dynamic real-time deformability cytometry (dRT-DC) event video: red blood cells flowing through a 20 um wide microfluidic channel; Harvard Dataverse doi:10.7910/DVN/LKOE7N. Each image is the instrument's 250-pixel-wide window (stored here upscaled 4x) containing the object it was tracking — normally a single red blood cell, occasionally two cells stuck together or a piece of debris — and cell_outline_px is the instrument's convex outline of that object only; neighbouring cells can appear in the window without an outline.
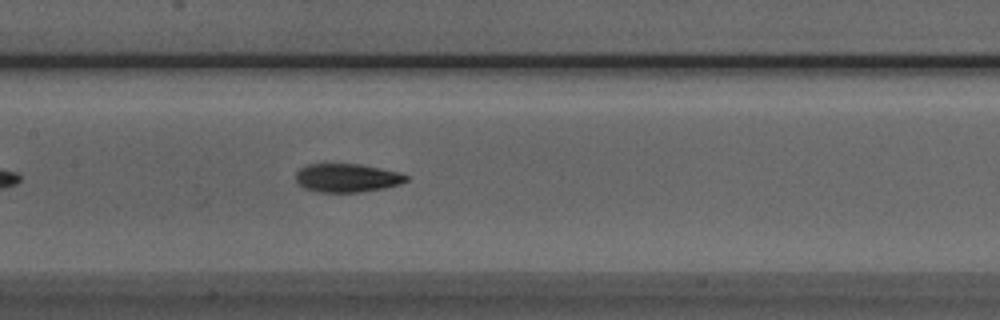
{"species": "Egyptian fruit bat (a non-hibernating species)", "species_latin": "Rousettus aegyptiacus", "temperature_condition": "room temperature", "stored_images_in_passage": 40, "camera_frame_rate_fps": 3000, "um_per_image_px": 0.085, "animal": {"sex": "male"}, "frame": {"image": 1, "passage_image": 13, "time_ms": 4.0, "image_size_px": [1000, 320], "cell_outline_px": [[408, 180], [400, 184], [384, 188], [360, 192], [320, 192], [304, 188], [296, 180], [296, 172], [300, 168], [308, 164], [360, 164], [400, 172], [408, 176]], "centroid_in_image_um": [29.51, 15.12], "position_along_channel_um": 177.9, "area_um2": 18.32}}
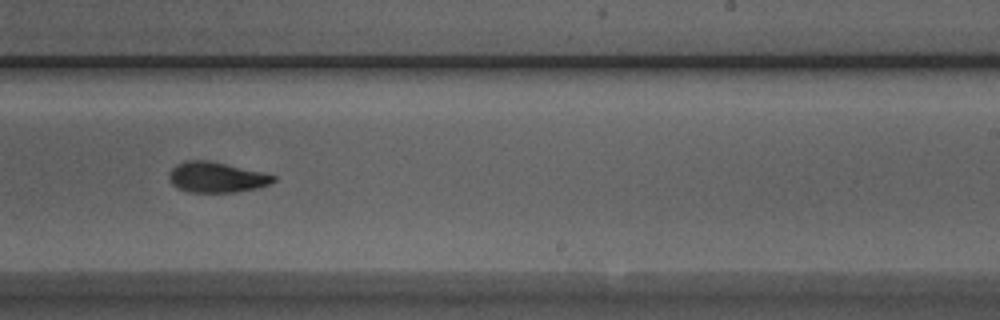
{"frame": {"image": 2, "passage_image": 20, "time_ms": 6.333, "image_size_px": [1000, 320], "cell_outline_px": [[276, 180], [268, 184], [256, 188], [236, 192], [188, 192], [176, 188], [168, 180], [168, 172], [176, 164], [184, 160], [208, 160], [264, 172], [276, 176]], "centroid_in_image_um": [18.35, 15.06], "position_along_channel_um": 270.6, "area_um2": 18.73}}
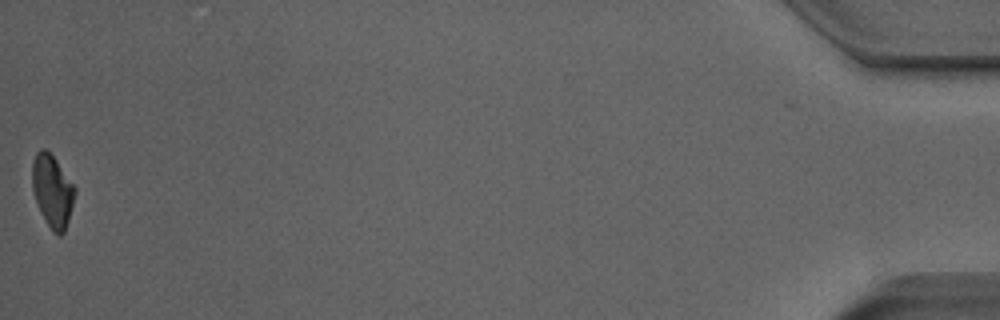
{"frame": {"image": 3, "passage_image": 40, "time_ms": 13.0, "image_size_px": [1000, 320], "cell_outline_px": [[76, 192], [68, 220], [64, 232], [60, 236], [52, 232], [36, 200], [32, 188], [32, 160], [36, 152], [40, 148], [44, 148], [56, 160], [76, 188]], "centroid_in_image_um": [4.45, 16.2], "position_along_channel_um": 430.8, "area_um2": 17.69}, "authors_computed_cell_mechanics": {"area_um2": 18.4671, "velocity_mm_per_s": 3.9867, "shape_relaxation_time_tau1_ms": 5.6226, "shape_relaxation_time_tau2_ms": 2.971, "deformation_change_tau1": 0.1717, "deformation_change_tau2": 0.0954}}